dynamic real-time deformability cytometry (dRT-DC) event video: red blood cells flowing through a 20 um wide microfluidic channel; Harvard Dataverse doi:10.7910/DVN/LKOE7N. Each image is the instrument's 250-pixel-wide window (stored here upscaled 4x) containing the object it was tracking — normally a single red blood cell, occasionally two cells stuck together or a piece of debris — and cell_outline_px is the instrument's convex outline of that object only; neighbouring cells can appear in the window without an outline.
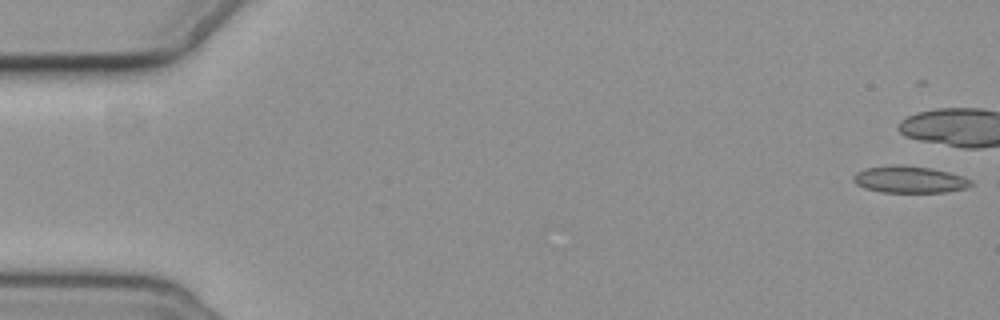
{"species": "common noctule bat (a hibernating species)", "species_latin": "Nyctalus noctula", "temperature_condition": "cold", "stored_images_in_passage": 4, "camera_frame_rate_fps": 3000, "um_per_image_px": 0.085, "animal": {"sex": "female", "body_mass_g": 19.3, "forearm_length_mm": 54.1}, "frame": {"image": 1, "passage_image": 1, "time_ms": 0.0, "image_size_px": [1000, 320], "cell_outline_px": [[972, 184], [968, 188], [944, 192], [880, 192], [864, 188], [856, 184], [852, 180], [852, 176], [856, 172], [864, 168], [892, 164], [900, 164], [932, 168], [964, 176], [972, 180]], "centroid_in_image_um": [77.28, 15.24], "position_along_channel_um": 7.7, "area_um2": 18.73}}